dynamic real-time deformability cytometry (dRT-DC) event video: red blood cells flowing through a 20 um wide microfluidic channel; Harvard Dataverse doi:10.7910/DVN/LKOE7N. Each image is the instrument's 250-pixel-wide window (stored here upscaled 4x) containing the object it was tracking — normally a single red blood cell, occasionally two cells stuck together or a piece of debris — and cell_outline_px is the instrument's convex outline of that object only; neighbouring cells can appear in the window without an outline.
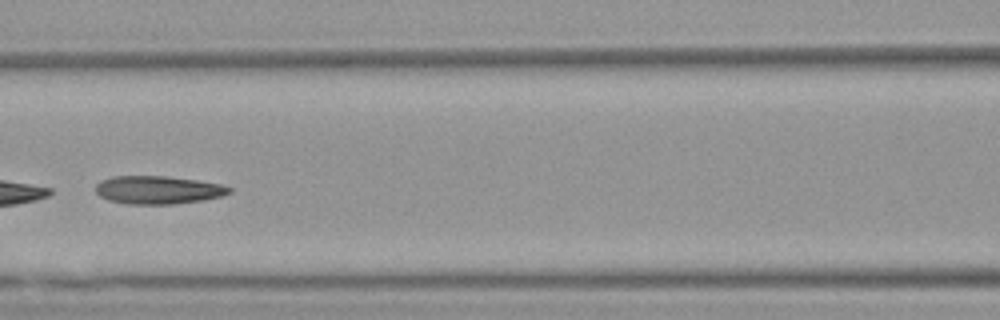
{"species": "Egyptian fruit bat (a non-hibernating species)", "species_latin": "Rousettus aegyptiacus", "temperature_condition": "warm", "stored_images_in_passage": 51, "camera_frame_rate_fps": 3000, "um_per_image_px": 0.085, "animal": {"sex": "female"}, "frame": {"image": 1, "passage_image": 23, "time_ms": 7.333, "image_size_px": [1000, 320], "cell_outline_px": [[232, 192], [220, 196], [204, 200], [176, 204], [128, 204], [108, 200], [100, 196], [96, 192], [96, 184], [100, 180], [112, 176], [168, 176], [196, 180], [220, 184], [232, 188]], "centroid_in_image_um": [13.42, 16.14], "position_along_channel_um": 153.2, "area_um2": 21.96}}
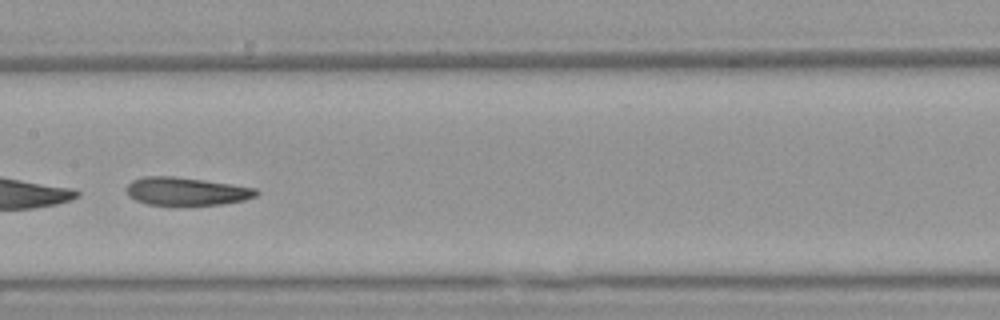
{"frame": {"image": 2, "passage_image": 26, "time_ms": 8.333, "image_size_px": [1000, 320], "cell_outline_px": [[260, 192], [256, 196], [244, 200], [220, 204], [176, 208], [148, 204], [136, 200], [128, 196], [128, 184], [132, 180], [144, 176], [176, 176], [232, 184], [256, 188]], "centroid_in_image_um": [15.84, 16.3], "position_along_channel_um": 191.6, "area_um2": 21.96}}
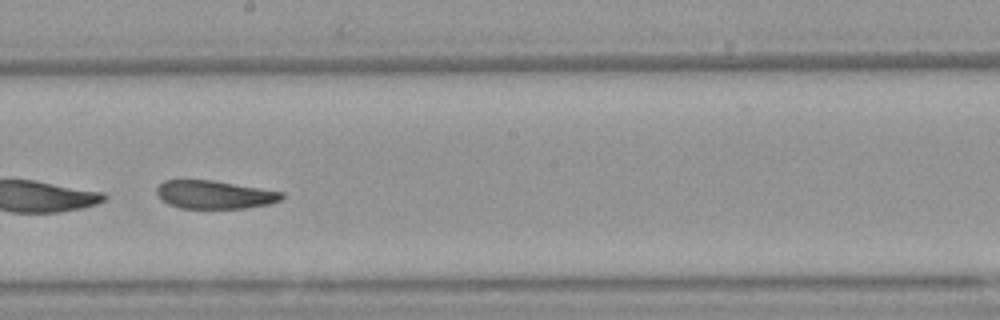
{"frame": {"image": 3, "passage_image": 29, "time_ms": 9.333, "image_size_px": [1000, 320], "cell_outline_px": [[284, 196], [280, 200], [268, 204], [244, 208], [180, 208], [168, 204], [156, 192], [156, 188], [164, 180], [212, 180], [284, 192]], "centroid_in_image_um": [18.24, 16.54], "position_along_channel_um": 230.0, "area_um2": 20.35}}